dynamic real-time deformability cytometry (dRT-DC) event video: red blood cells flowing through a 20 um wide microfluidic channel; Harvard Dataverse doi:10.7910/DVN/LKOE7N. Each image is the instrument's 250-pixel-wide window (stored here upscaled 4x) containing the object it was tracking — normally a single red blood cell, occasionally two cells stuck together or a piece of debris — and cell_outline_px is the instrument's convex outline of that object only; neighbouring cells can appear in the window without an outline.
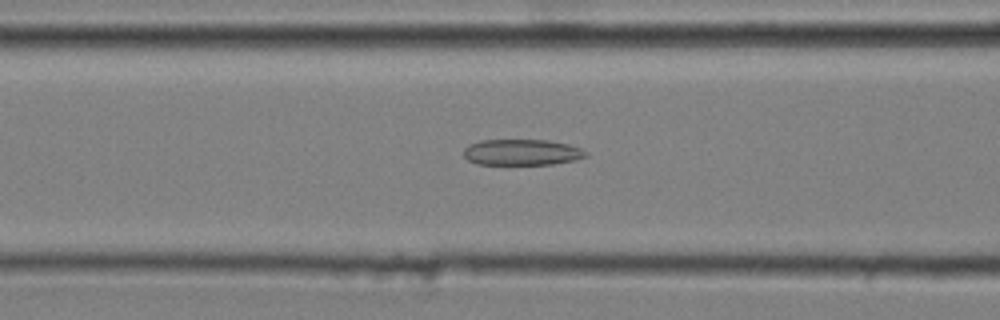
{"species": "common noctule bat (a hibernating species)", "species_latin": "Nyctalus noctula", "temperature_condition": "cold", "stored_images_in_passage": 48, "camera_frame_rate_fps": 3000, "um_per_image_px": 0.085, "animal": {"sex": "male", "body_mass_g": 20.4}, "frame": {"image": 1, "passage_image": 18, "time_ms": 5.667, "image_size_px": [1000, 320], "cell_outline_px": [[588, 156], [576, 160], [552, 164], [476, 164], [468, 160], [464, 156], [464, 148], [468, 144], [480, 140], [548, 140], [568, 144], [580, 148], [588, 152]], "centroid_in_image_um": [44.36, 12.94], "position_along_channel_um": 122.2, "area_um2": 18.61}}
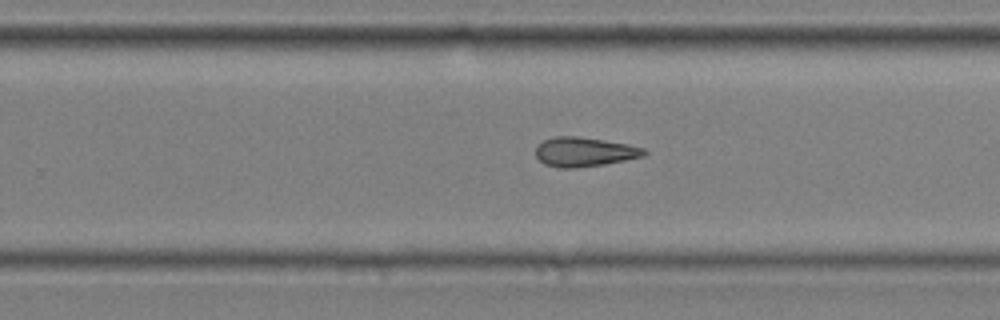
{"frame": {"image": 2, "passage_image": 31, "time_ms": 10.0, "image_size_px": [1000, 320], "cell_outline_px": [[648, 152], [644, 156], [604, 164], [572, 168], [560, 168], [544, 164], [536, 156], [536, 144], [544, 140], [556, 136], [576, 136], [604, 140], [628, 144], [644, 148]], "centroid_in_image_um": [49.65, 12.9], "position_along_channel_um": 280.1, "area_um2": 18.5}}
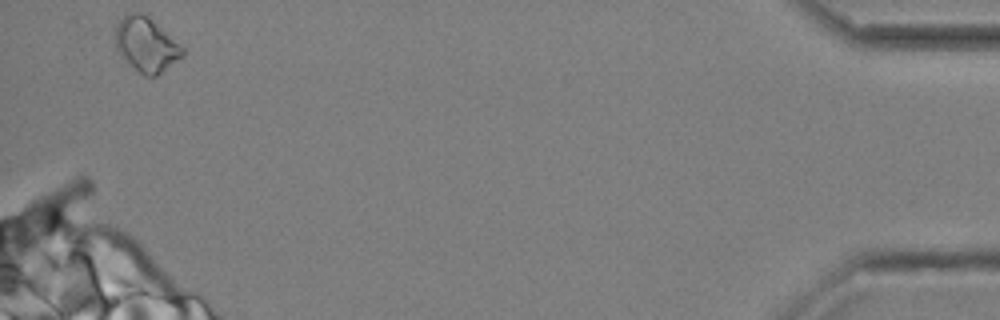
{"frame": {"image": 3, "passage_image": 48, "time_ms": 15.667, "image_size_px": [1000, 320], "cell_outline_px": [[184, 56], [156, 76], [144, 76], [116, 48], [116, 24], [128, 12], [140, 12], [184, 48]], "centroid_in_image_um": [12.44, 3.8], "position_along_channel_um": 422.8, "area_um2": 20.35}}